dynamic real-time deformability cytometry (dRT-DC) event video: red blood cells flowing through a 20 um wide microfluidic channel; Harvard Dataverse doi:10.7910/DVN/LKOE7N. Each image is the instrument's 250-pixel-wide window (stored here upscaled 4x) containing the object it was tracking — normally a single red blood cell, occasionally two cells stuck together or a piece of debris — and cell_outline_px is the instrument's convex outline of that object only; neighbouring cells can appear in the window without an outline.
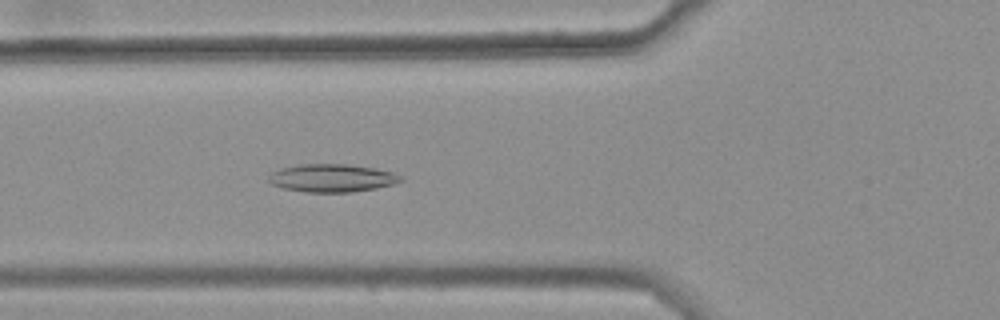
{"species": "common noctule bat (a hibernating species)", "species_latin": "Nyctalus noctula", "temperature_condition": "warm", "stored_images_in_passage": 46, "camera_frame_rate_fps": 3000, "um_per_image_px": 0.085, "animal": {"sex": "female", "body_mass_g": 25.1}, "frame": {"image": 1, "passage_image": 20, "time_ms": 6.333, "image_size_px": [1000, 320], "cell_outline_px": [[404, 180], [392, 184], [376, 188], [348, 192], [304, 192], [284, 188], [272, 184], [268, 180], [268, 176], [272, 172], [280, 168], [300, 164], [348, 164], [372, 168], [392, 172], [400, 176]], "centroid_in_image_um": [28.18, 15.13], "position_along_channel_um": 97.6, "area_um2": 21.33}}
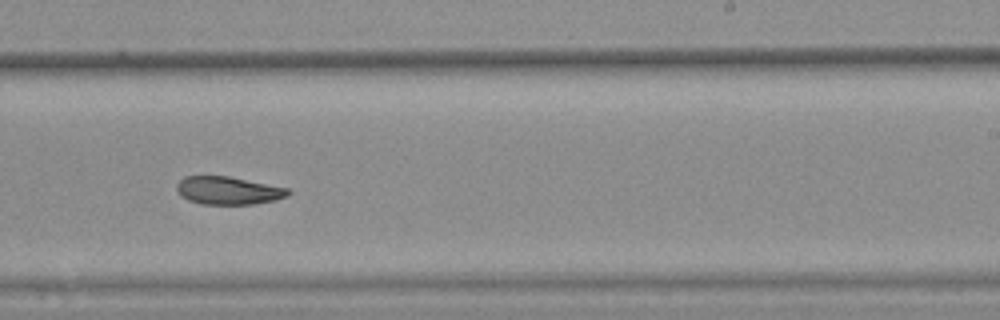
{"frame": {"image": 2, "passage_image": 34, "time_ms": 11.0, "image_size_px": [1000, 320], "cell_outline_px": [[292, 192], [288, 196], [276, 200], [252, 204], [200, 204], [188, 200], [180, 196], [176, 188], [176, 184], [184, 176], [228, 176], [288, 188]], "centroid_in_image_um": [19.39, 16.2], "position_along_channel_um": 269.6, "area_um2": 18.21}}
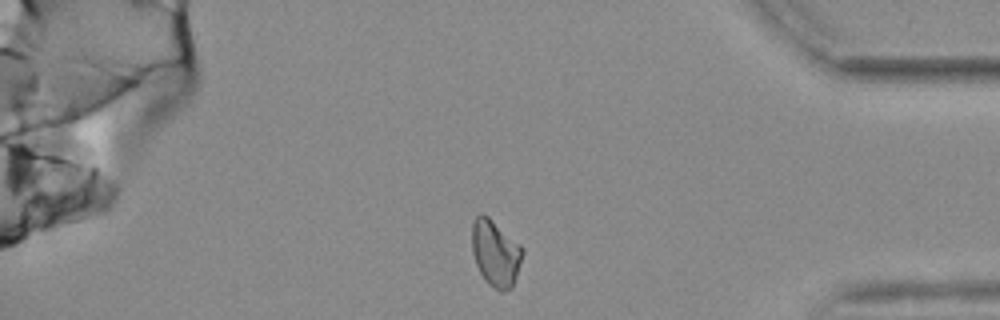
{"frame": {"image": 3, "passage_image": 46, "time_ms": 15.0, "image_size_px": [1000, 320], "cell_outline_px": [[524, 252], [512, 288], [504, 292], [500, 292], [488, 284], [484, 280], [476, 264], [472, 252], [472, 224], [476, 216], [480, 212], [488, 216], [520, 244], [524, 248]], "centroid_in_image_um": [42.12, 21.53], "position_along_channel_um": 393.1, "area_um2": 19.71}}